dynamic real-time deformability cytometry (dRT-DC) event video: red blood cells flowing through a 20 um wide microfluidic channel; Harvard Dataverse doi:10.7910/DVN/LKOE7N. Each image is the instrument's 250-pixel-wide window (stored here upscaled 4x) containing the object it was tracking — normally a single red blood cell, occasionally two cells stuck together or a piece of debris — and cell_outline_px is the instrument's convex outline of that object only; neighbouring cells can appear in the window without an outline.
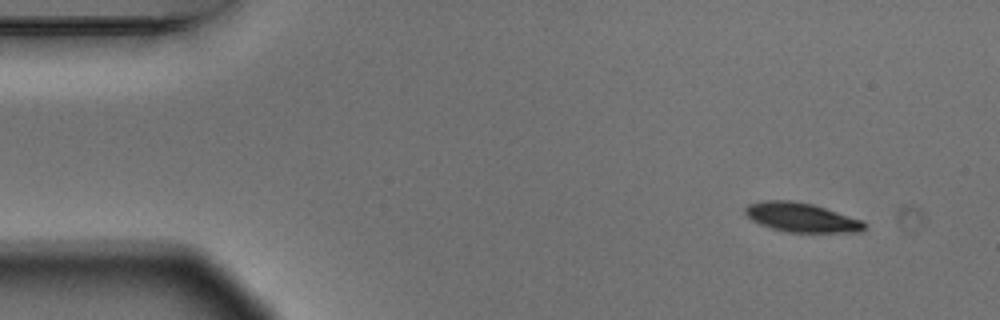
{"species": "Egyptian fruit bat (a non-hibernating species)", "species_latin": "Rousettus aegyptiacus", "temperature_condition": "warm", "stored_images_in_passage": 4, "camera_frame_rate_fps": 3000, "um_per_image_px": 0.085, "animal": {"sex": "male"}, "frame": {"image": 1, "passage_image": 1, "time_ms": 0.0, "image_size_px": [1000, 320], "cell_outline_px": [[864, 228], [860, 232], [788, 232], [772, 228], [760, 224], [752, 220], [744, 212], [744, 208], [748, 204], [764, 200], [792, 200], [812, 204], [864, 220]], "centroid_in_image_um": [68.11, 18.47], "position_along_channel_um": 16.9, "area_um2": 20.23}}
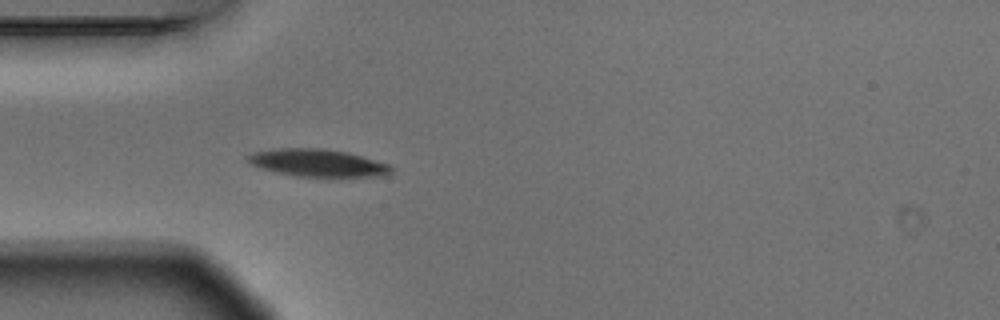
{"frame": {"image": 2, "passage_image": 4, "time_ms": 1.0, "image_size_px": [1000, 320], "cell_outline_px": [[392, 172], [388, 176], [296, 176], [276, 172], [252, 164], [248, 160], [248, 156], [252, 152], [280, 148], [324, 148], [344, 152], [360, 156], [388, 164], [392, 168]], "centroid_in_image_um": [27.02, 13.84], "position_along_channel_um": 58.0, "area_um2": 22.48}}